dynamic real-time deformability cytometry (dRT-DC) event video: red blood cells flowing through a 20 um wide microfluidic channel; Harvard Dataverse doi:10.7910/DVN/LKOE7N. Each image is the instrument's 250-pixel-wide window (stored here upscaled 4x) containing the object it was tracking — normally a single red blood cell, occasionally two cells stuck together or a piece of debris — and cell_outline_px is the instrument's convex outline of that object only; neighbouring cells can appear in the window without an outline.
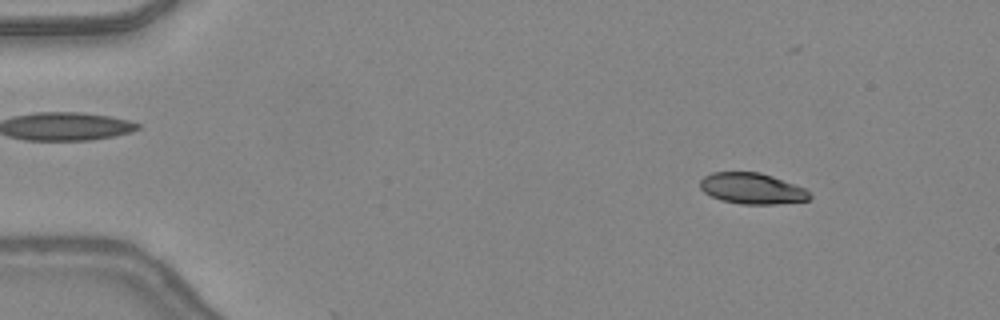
{"species": "common noctule bat (a hibernating species)", "species_latin": "Nyctalus noctula", "temperature_condition": "warm", "stored_images_in_passage": 36, "camera_frame_rate_fps": 3000, "um_per_image_px": 0.085, "animal": {"sex": "female", "body_mass_g": 24.6, "forearm_length_mm": 56.2}, "frame": {"image": 1, "passage_image": 6, "time_ms": 1.667, "image_size_px": [1000, 320], "cell_outline_px": [[812, 196], [808, 200], [776, 204], [740, 204], [720, 200], [704, 192], [700, 188], [700, 180], [704, 176], [712, 172], [760, 172], [772, 176], [804, 188]], "centroid_in_image_um": [63.89, 16.02], "position_along_channel_um": 21.1, "area_um2": 19.71}}
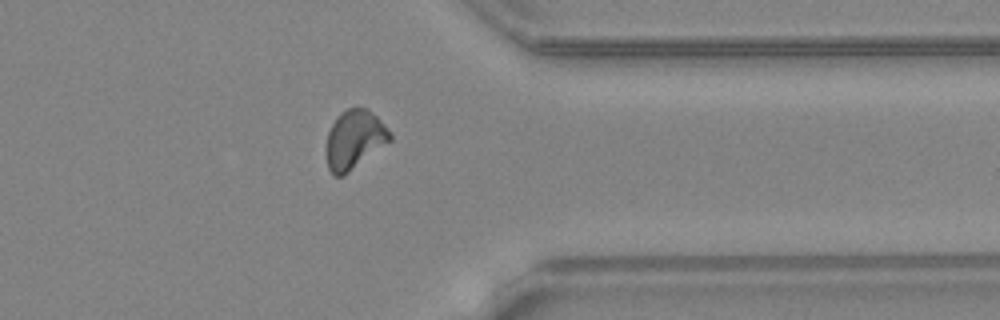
{"frame": {"image": 2, "passage_image": 27, "time_ms": 8.667, "image_size_px": [1000, 320], "cell_outline_px": [[392, 140], [344, 176], [332, 176], [328, 168], [328, 132], [336, 116], [340, 112], [348, 108], [368, 108], [388, 128], [392, 136]], "centroid_in_image_um": [30.15, 11.86], "position_along_channel_um": 381.3, "area_um2": 21.73}}
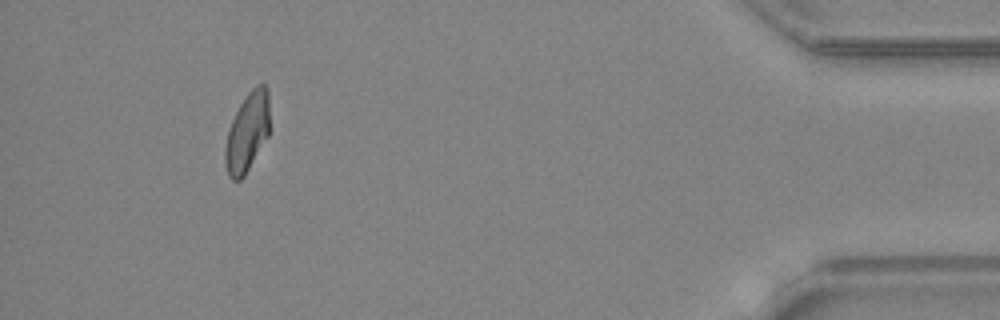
{"frame": {"image": 3, "passage_image": 33, "time_ms": 10.667, "image_size_px": [1000, 320], "cell_outline_px": [[268, 136], [244, 176], [240, 180], [232, 180], [228, 176], [224, 164], [224, 148], [228, 128], [240, 104], [248, 92], [256, 84], [264, 84], [268, 88]], "centroid_in_image_um": [20.99, 11.26], "position_along_channel_um": 414.2, "area_um2": 20.52}}